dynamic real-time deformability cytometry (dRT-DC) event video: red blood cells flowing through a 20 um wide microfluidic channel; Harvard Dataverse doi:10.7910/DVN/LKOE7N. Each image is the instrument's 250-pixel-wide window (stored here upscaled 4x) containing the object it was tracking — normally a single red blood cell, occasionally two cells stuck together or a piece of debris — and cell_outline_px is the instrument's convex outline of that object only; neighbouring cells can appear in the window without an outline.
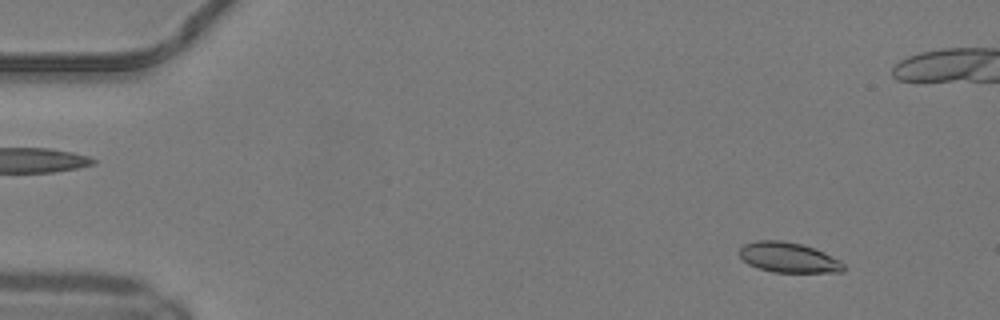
{"species": "common noctule bat (a hibernating species)", "species_latin": "Nyctalus noctula", "temperature_condition": "warm", "stored_images_in_passage": 8, "camera_frame_rate_fps": 3000, "um_per_image_px": 0.085, "animal": {"sex": "male", "body_mass_g": 19.2, "forearm_length_mm": 51.8}, "frame": {"image": 1, "passage_image": 5, "time_ms": 1.333, "image_size_px": [1000, 320], "cell_outline_px": [[844, 272], [772, 272], [748, 264], [740, 256], [740, 248], [744, 244], [756, 240], [780, 240], [800, 244], [824, 252], [840, 260], [844, 264]], "centroid_in_image_um": [67.02, 21.89], "position_along_channel_um": 18.0, "area_um2": 18.15}}